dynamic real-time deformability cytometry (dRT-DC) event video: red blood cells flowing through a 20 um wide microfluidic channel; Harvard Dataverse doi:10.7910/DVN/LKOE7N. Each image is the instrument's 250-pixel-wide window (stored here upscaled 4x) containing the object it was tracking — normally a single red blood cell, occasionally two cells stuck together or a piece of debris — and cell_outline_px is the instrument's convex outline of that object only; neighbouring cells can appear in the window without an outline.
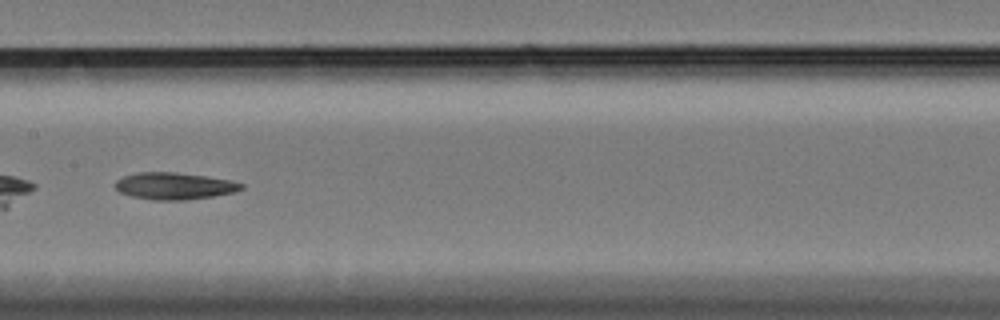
{"species": "Egyptian fruit bat (a non-hibernating species)", "species_latin": "Rousettus aegyptiacus", "temperature_condition": "cold", "stored_images_in_passage": 41, "camera_frame_rate_fps": 3000, "um_per_image_px": 0.085, "animal": {"sex": "female"}, "frame": {"image": 1, "passage_image": 12, "time_ms": 3.667, "image_size_px": [1000, 320], "cell_outline_px": [[244, 188], [236, 192], [212, 196], [184, 200], [152, 200], [132, 196], [120, 192], [116, 188], [116, 180], [124, 176], [136, 172], [176, 172], [232, 180], [244, 184]], "centroid_in_image_um": [14.84, 15.8], "position_along_channel_um": 192.6, "area_um2": 19.77}}
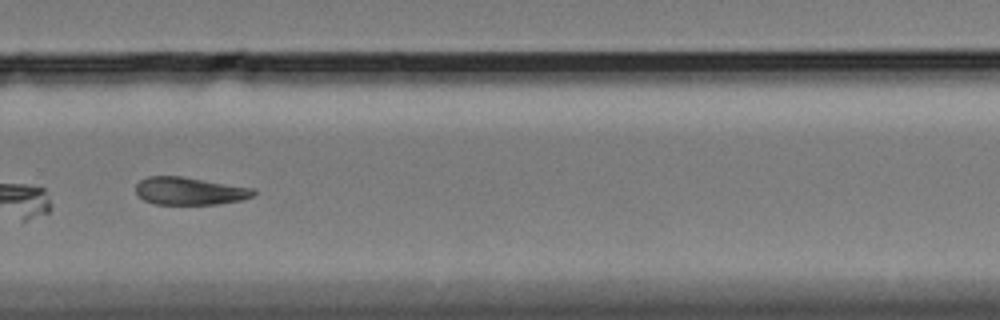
{"frame": {"image": 2, "passage_image": 23, "time_ms": 7.333, "image_size_px": [1000, 320], "cell_outline_px": [[256, 192], [252, 196], [240, 200], [216, 204], [156, 204], [144, 200], [136, 192], [136, 184], [140, 180], [148, 176], [180, 176], [252, 188]], "centroid_in_image_um": [16.08, 16.23], "position_along_channel_um": 313.7, "area_um2": 18.67}, "authors_computed_cell_mechanics": {"area_um2": 19.4786, "velocity_mm_per_s": 3.3182, "shape_relaxation_time_tau1_ms": 7.4051, "shape_relaxation_time_tau2_ms": null, "deformation_change_tau1": 0.1549, "deformation_change_tau2": null}}